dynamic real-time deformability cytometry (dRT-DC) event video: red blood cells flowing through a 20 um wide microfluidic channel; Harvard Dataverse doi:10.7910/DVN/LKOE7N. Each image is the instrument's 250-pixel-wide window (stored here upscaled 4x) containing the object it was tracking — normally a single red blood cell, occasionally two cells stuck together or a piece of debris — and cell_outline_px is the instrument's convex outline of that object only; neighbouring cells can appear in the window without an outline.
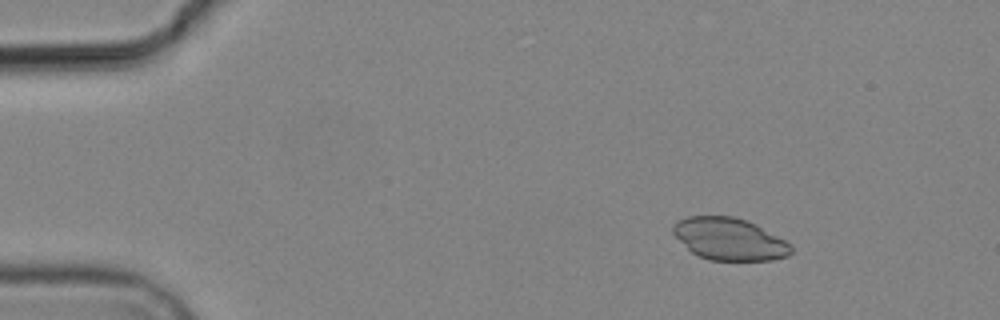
{"species": "common noctule bat (a hibernating species)", "species_latin": "Nyctalus noctula", "temperature_condition": "cold", "stored_images_in_passage": 7, "camera_frame_rate_fps": 3000, "um_per_image_px": 0.085, "animal": {"sex": "male", "body_mass_g": 19.2, "forearm_length_mm": 51.8}, "frame": {"image": 1, "passage_image": 3, "time_ms": 2.333, "image_size_px": [1000, 320], "cell_outline_px": [[792, 252], [788, 256], [772, 260], [708, 260], [692, 252], [672, 232], [672, 224], [676, 220], [688, 216], [732, 216], [756, 224], [792, 244]], "centroid_in_image_um": [62.0, 20.31], "position_along_channel_um": 23.0, "area_um2": 28.96}}